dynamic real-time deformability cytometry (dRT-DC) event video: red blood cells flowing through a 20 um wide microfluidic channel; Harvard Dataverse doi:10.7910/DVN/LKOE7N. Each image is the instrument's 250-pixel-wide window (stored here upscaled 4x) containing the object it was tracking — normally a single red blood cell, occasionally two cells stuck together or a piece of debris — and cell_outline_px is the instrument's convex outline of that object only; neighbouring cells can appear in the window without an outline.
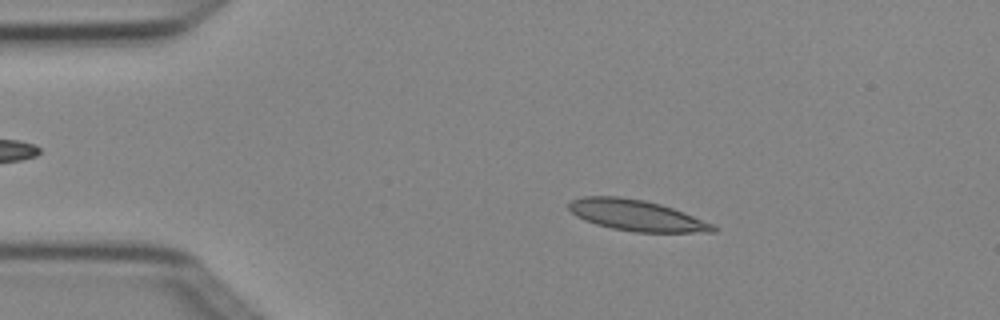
{"species": "Egyptian fruit bat (a non-hibernating species)", "species_latin": "Rousettus aegyptiacus", "temperature_condition": "cold", "stored_images_in_passage": 3, "camera_frame_rate_fps": 3000, "um_per_image_px": 0.085, "animal": {"sex": "female"}, "frame": {"image": 1, "passage_image": 1, "time_ms": 0.0, "image_size_px": [1000, 320], "cell_outline_px": [[720, 228], [716, 232], [636, 232], [612, 228], [596, 224], [584, 220], [576, 216], [568, 208], [568, 204], [572, 200], [584, 196], [620, 196], [644, 200], [660, 204], [684, 212], [716, 224]], "centroid_in_image_um": [54.15, 18.31], "position_along_channel_um": 30.8, "area_um2": 26.18}}
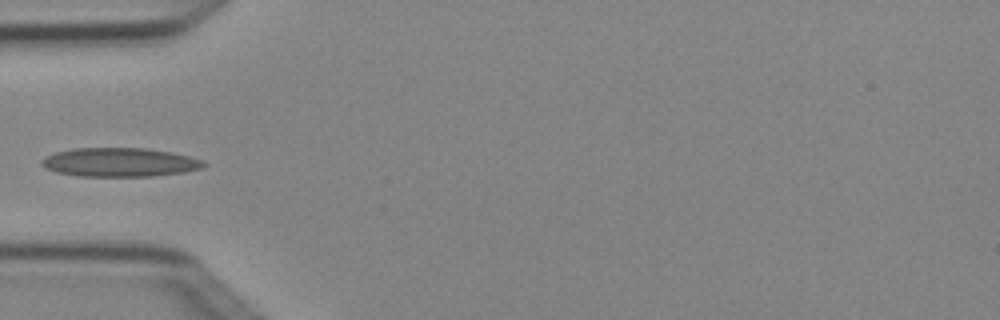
{"frame": {"image": 2, "passage_image": 3, "time_ms": 0.667, "image_size_px": [1000, 320], "cell_outline_px": [[208, 164], [204, 168], [184, 172], [152, 176], [76, 176], [56, 172], [44, 168], [40, 164], [40, 160], [56, 152], [72, 148], [144, 148], [172, 152], [204, 160]], "centroid_in_image_um": [10.19, 13.79], "position_along_channel_um": 74.8, "area_um2": 27.46}}